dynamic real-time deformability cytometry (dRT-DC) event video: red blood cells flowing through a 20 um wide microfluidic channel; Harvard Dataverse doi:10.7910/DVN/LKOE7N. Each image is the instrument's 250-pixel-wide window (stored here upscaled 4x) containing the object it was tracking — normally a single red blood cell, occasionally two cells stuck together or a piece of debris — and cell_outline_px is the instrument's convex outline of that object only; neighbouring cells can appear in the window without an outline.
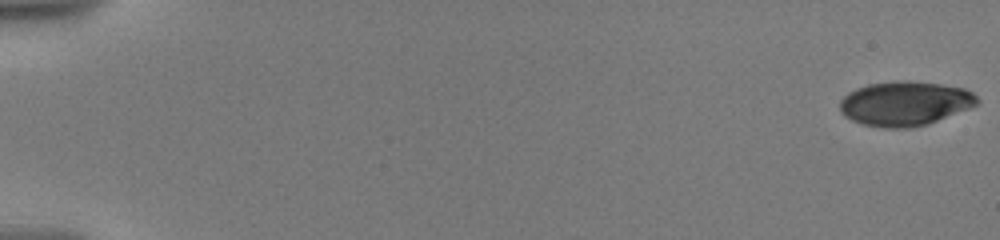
{"species": "human", "species_latin": "Homo sapiens", "temperature_condition": "warm", "stored_images_in_passage": 62, "camera_frame_rate_fps": 3000, "um_per_image_px": 0.085, "donor": {"sex": "male"}, "frame": {"image": 1, "passage_image": 1, "time_ms": 0.0, "image_size_px": [1000, 240], "cell_outline_px": [[980, 100], [976, 104], [968, 108], [928, 124], [912, 128], [884, 128], [864, 124], [852, 120], [844, 116], [840, 112], [840, 100], [848, 92], [856, 88], [868, 84], [900, 80], [908, 80], [940, 84], [964, 88], [972, 92]], "centroid_in_image_um": [76.89, 8.79], "position_along_channel_um": 8.1, "area_um2": 35.55}}
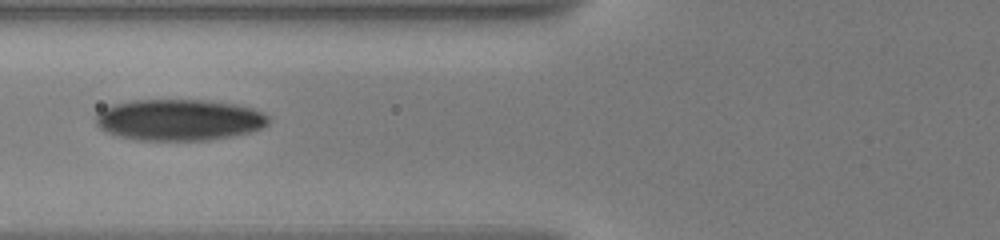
{"frame": {"image": 2, "passage_image": 25, "time_ms": 8.0, "image_size_px": [1000, 240], "cell_outline_px": [[268, 124], [260, 128], [248, 132], [232, 136], [208, 140], [136, 140], [120, 136], [108, 132], [100, 128], [96, 124], [96, 116], [104, 108], [112, 104], [132, 100], [204, 100], [232, 104], [252, 108], [268, 116]], "centroid_in_image_um": [15.19, 10.19], "position_along_channel_um": 110.6, "area_um2": 41.27}}
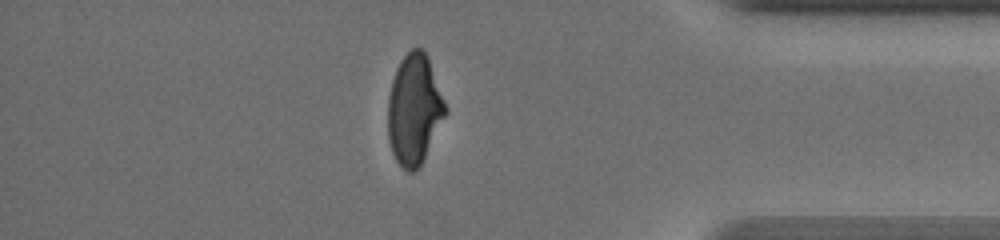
{"frame": {"image": 3, "passage_image": 50, "time_ms": 16.667, "image_size_px": [1000, 240], "cell_outline_px": [[448, 112], [420, 164], [412, 172], [408, 172], [396, 160], [392, 152], [388, 140], [388, 96], [392, 80], [396, 68], [400, 60], [412, 48], [420, 48], [428, 56], [448, 108]], "centroid_in_image_um": [35.21, 9.27], "position_along_channel_um": 400.0, "area_um2": 36.88}, "authors_computed_cell_mechanics": {"area_um2": 36.992, "velocity_mm_per_s": 3.5884, "shape_relaxation_time_tau1_ms": 5.6022, "shape_relaxation_time_tau2_ms": 1.8127, "deformation_change_tau1": 0.1832, "deformation_change_tau2": 0.0563}}